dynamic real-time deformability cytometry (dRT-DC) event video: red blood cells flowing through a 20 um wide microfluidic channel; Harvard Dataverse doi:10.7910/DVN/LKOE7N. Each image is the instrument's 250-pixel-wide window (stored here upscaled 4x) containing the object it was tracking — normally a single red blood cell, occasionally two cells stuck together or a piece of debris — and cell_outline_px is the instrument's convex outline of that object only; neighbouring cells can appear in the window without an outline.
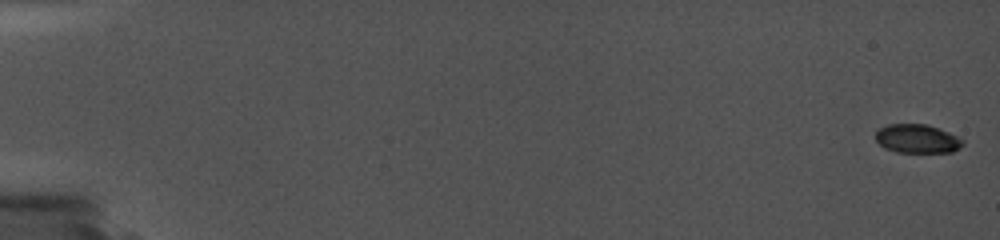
{"species": "common noctule bat (a hibernating species)", "species_latin": "Nyctalus noctula", "temperature_condition": "cold", "stored_images_in_passage": 6, "camera_frame_rate_fps": 5000, "um_per_image_px": 0.085, "animal": {"sex": "female", "body_mass_g": 19.0, "forearm_length_mm": 56.7}, "frame": {"image": 1, "passage_image": 1, "time_ms": 0.0, "image_size_px": [1000, 240], "cell_outline_px": [[964, 144], [960, 148], [952, 152], [896, 152], [884, 148], [876, 140], [876, 128], [888, 124], [928, 124], [948, 132], [964, 140]], "centroid_in_image_um": [77.95, 11.78], "position_along_channel_um": 7.1, "area_um2": 14.74}}